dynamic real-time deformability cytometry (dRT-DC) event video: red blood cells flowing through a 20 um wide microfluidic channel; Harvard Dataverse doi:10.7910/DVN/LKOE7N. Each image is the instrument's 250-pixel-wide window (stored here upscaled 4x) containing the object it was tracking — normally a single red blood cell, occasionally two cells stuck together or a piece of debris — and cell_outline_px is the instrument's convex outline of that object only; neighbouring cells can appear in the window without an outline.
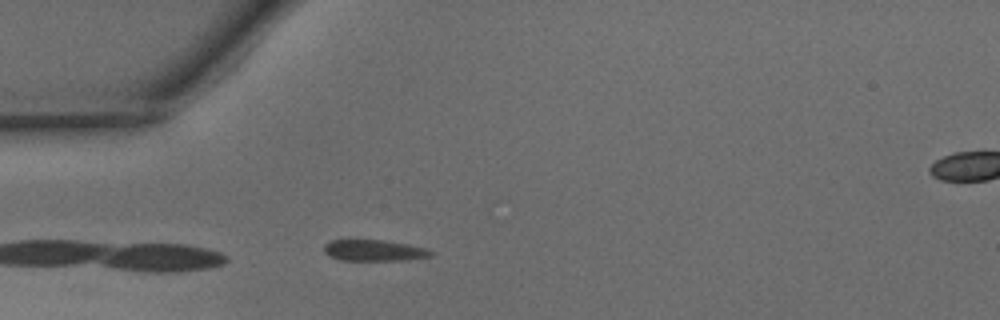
{"species": "common noctule bat (a hibernating species)", "species_latin": "Nyctalus noctula", "temperature_condition": "warm", "stored_images_in_passage": 23, "camera_frame_rate_fps": 3000, "um_per_image_px": 0.085, "animal": {"sex": "male", "body_mass_g": 15.6}, "frame": {"image": 1, "passage_image": 1, "time_ms": 0.0, "image_size_px": [1000, 320], "cell_outline_px": [[436, 252], [432, 256], [408, 260], [340, 260], [328, 256], [324, 252], [324, 244], [328, 240], [348, 236], [352, 236], [384, 240], [408, 244], [424, 248]], "centroid_in_image_um": [31.69, 21.22], "position_along_channel_um": 53.3, "area_um2": 14.22}}